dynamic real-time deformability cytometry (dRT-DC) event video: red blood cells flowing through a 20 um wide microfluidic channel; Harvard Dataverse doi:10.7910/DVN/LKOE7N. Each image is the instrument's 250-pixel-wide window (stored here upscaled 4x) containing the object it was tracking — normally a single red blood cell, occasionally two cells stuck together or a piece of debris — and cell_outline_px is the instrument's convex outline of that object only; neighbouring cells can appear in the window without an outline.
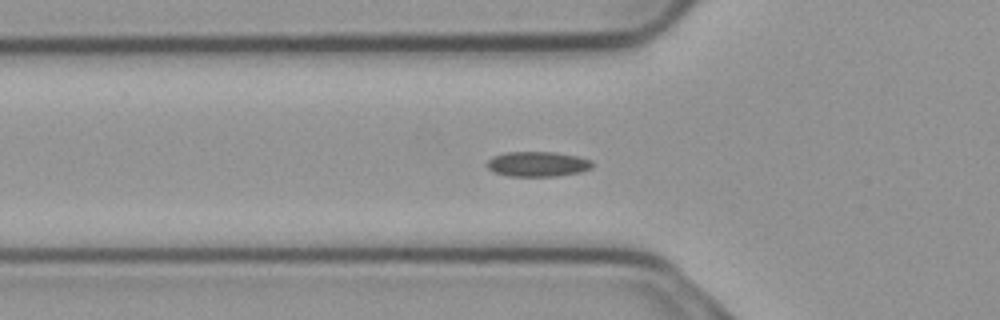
{"species": "common noctule bat (a hibernating species)", "species_latin": "Nyctalus noctula", "temperature_condition": "cold", "stored_images_in_passage": 34, "camera_frame_rate_fps": 3000, "um_per_image_px": 0.085, "animal": {"sex": "male", "body_mass_g": 23.1, "forearm_length_mm": 52.7}, "frame": {"image": 1, "passage_image": 3, "time_ms": 0.667, "image_size_px": [1000, 320], "cell_outline_px": [[592, 168], [580, 172], [556, 176], [508, 176], [492, 172], [484, 164], [492, 156], [504, 152], [552, 152], [576, 156], [592, 160]], "centroid_in_image_um": [45.64, 13.95], "position_along_channel_um": 80.2, "area_um2": 15.49}}
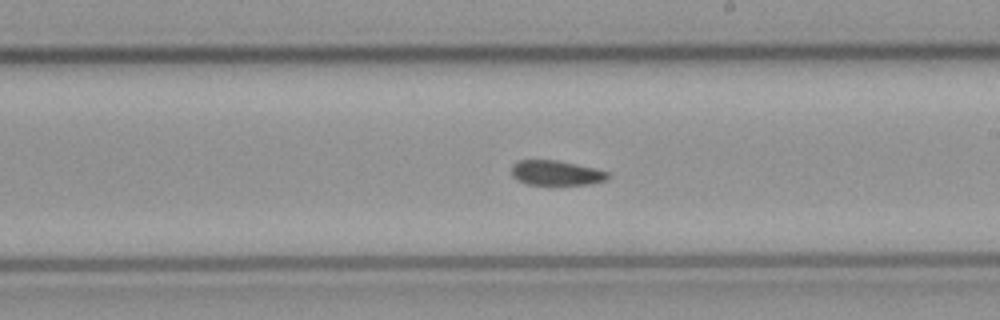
{"frame": {"image": 2, "passage_image": 16, "time_ms": 5.0, "image_size_px": [1000, 320], "cell_outline_px": [[608, 180], [588, 184], [552, 188], [528, 184], [516, 180], [512, 176], [512, 164], [520, 160], [556, 160], [576, 164], [608, 172]], "centroid_in_image_um": [47.24, 14.76], "position_along_channel_um": 241.8, "area_um2": 14.62}}
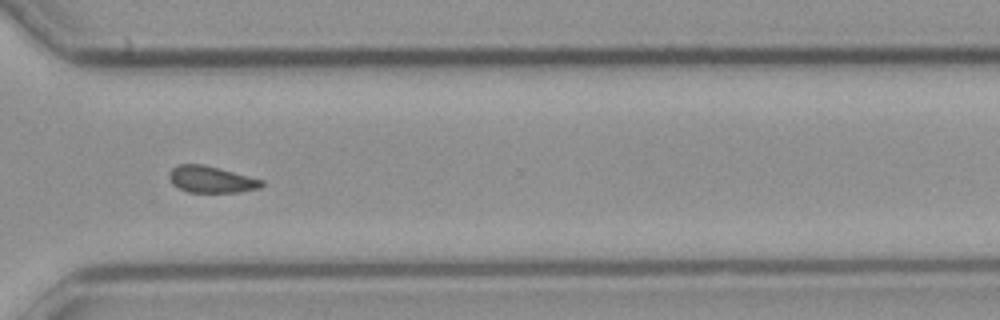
{"frame": {"image": 3, "passage_image": 25, "time_ms": 8.0, "image_size_px": [1000, 320], "cell_outline_px": [[264, 184], [260, 188], [240, 192], [188, 192], [172, 184], [168, 176], [168, 172], [172, 168], [180, 164], [200, 164], [264, 180]], "centroid_in_image_um": [17.94, 15.26], "position_along_channel_um": 352.7, "area_um2": 14.16}}